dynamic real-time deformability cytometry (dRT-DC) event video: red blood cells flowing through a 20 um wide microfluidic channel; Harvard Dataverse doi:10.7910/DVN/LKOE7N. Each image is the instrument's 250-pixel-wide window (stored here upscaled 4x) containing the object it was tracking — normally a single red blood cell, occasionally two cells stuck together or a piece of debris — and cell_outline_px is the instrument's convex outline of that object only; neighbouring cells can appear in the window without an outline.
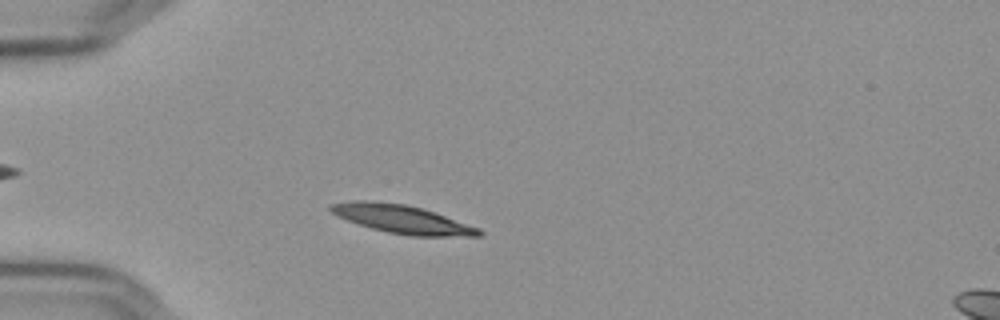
{"species": "Egyptian fruit bat (a non-hibernating species)", "species_latin": "Rousettus aegyptiacus", "temperature_condition": "cold", "stored_images_in_passage": 49, "camera_frame_rate_fps": 3000, "um_per_image_px": 0.085, "frame": {"image": 1, "passage_image": 9, "time_ms": 2.667, "image_size_px": [1000, 320], "cell_outline_px": [[484, 232], [480, 236], [408, 236], [388, 232], [372, 228], [336, 216], [328, 208], [332, 204], [352, 200], [368, 200], [404, 204], [436, 212], [480, 228]], "centroid_in_image_um": [34.21, 18.63], "position_along_channel_um": 50.8, "area_um2": 24.45}}
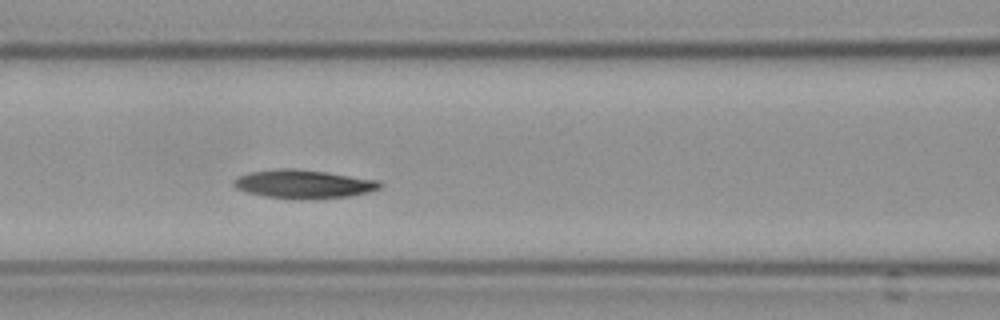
{"frame": {"image": 2, "passage_image": 18, "time_ms": 5.667, "image_size_px": [1000, 320], "cell_outline_px": [[380, 188], [368, 192], [348, 196], [292, 200], [264, 196], [248, 192], [236, 188], [232, 184], [232, 180], [240, 176], [252, 172], [280, 168], [292, 168], [328, 172], [380, 180]], "centroid_in_image_um": [25.79, 15.64], "position_along_channel_um": 140.8, "area_um2": 24.28}}
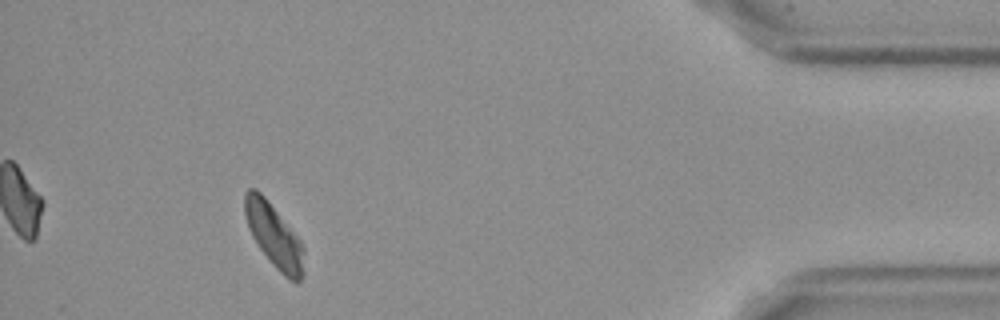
{"frame": {"image": 3, "passage_image": 45, "time_ms": 14.667, "image_size_px": [1000, 320], "cell_outline_px": [[304, 272], [300, 280], [296, 284], [288, 280], [272, 264], [256, 244], [248, 228], [244, 212], [244, 192], [248, 188], [256, 188], [268, 200], [300, 240], [304, 248]], "centroid_in_image_um": [23.28, 20.05], "position_along_channel_um": 411.9, "area_um2": 22.14}, "authors_computed_cell_mechanics": {"area_um2": 23.0622, "velocity_mm_per_s": 3.5884, "shape_relaxation_time_tau1_ms": 2.961, "shape_relaxation_time_tau2_ms": null, "deformation_change_tau1": 0.1205, "deformation_change_tau2": null}}